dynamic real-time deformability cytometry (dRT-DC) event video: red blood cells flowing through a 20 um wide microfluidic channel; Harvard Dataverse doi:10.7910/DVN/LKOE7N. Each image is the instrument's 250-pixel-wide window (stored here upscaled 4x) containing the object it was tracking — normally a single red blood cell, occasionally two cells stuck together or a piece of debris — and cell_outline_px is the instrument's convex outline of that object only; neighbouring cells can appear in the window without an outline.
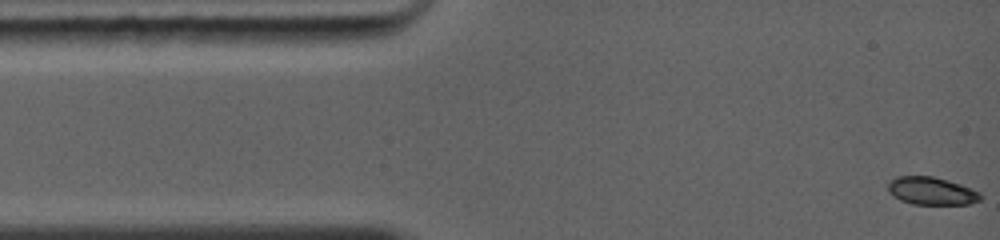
{"species": "common noctule bat (a hibernating species)", "species_latin": "Nyctalus noctula", "temperature_condition": "warm", "stored_images_in_passage": 41, "camera_frame_rate_fps": 5000, "um_per_image_px": 0.085, "animal": {"sex": "female", "body_mass_g": 19.0, "forearm_length_mm": 56.7}, "frame": {"image": 1, "passage_image": 1, "time_ms": 0.0, "image_size_px": [1000, 240], "cell_outline_px": [[980, 200], [968, 204], [912, 204], [900, 200], [892, 196], [888, 192], [888, 180], [896, 176], [932, 176], [948, 180], [960, 184], [980, 192]], "centroid_in_image_um": [79.12, 16.22], "position_along_channel_um": 5.9, "area_um2": 15.03}}
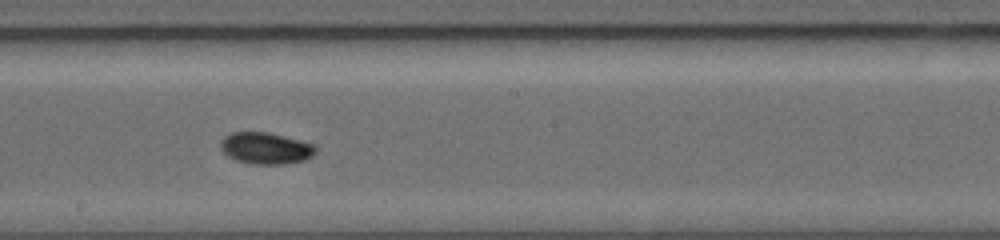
{"frame": {"image": 2, "passage_image": 24, "time_ms": 6.8, "image_size_px": [1000, 240], "cell_outline_px": [[316, 152], [312, 156], [304, 160], [284, 164], [248, 164], [236, 160], [228, 156], [220, 148], [220, 140], [224, 136], [232, 132], [268, 132], [316, 144]], "centroid_in_image_um": [22.58, 12.6], "position_along_channel_um": 225.6, "area_um2": 17.69}}
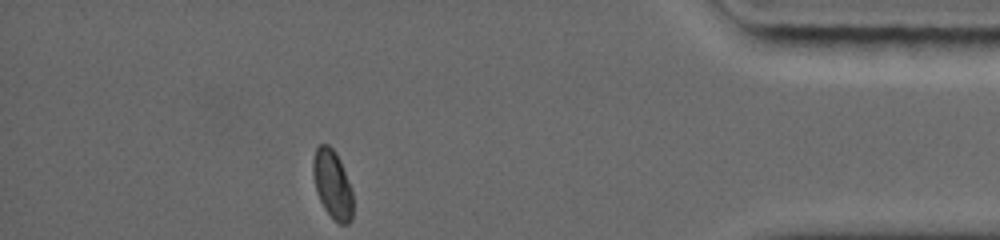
{"frame": {"image": 3, "passage_image": 41, "time_ms": 12.0, "image_size_px": [1000, 240], "cell_outline_px": [[352, 220], [348, 224], [340, 224], [324, 208], [316, 192], [312, 172], [312, 160], [316, 148], [320, 144], [328, 144], [336, 152], [340, 160], [352, 188]], "centroid_in_image_um": [28.25, 15.64], "position_along_channel_um": 407.0, "area_um2": 16.01}, "authors_computed_cell_mechanics": {"area_um2": 16.5308, "velocity_mm_per_s": 4.3589, "shape_relaxation_time_tau1_ms": 4.9212, "shape_relaxation_time_tau2_ms": null, "deformation_change_tau1": 0.1611, "deformation_change_tau2": null}}